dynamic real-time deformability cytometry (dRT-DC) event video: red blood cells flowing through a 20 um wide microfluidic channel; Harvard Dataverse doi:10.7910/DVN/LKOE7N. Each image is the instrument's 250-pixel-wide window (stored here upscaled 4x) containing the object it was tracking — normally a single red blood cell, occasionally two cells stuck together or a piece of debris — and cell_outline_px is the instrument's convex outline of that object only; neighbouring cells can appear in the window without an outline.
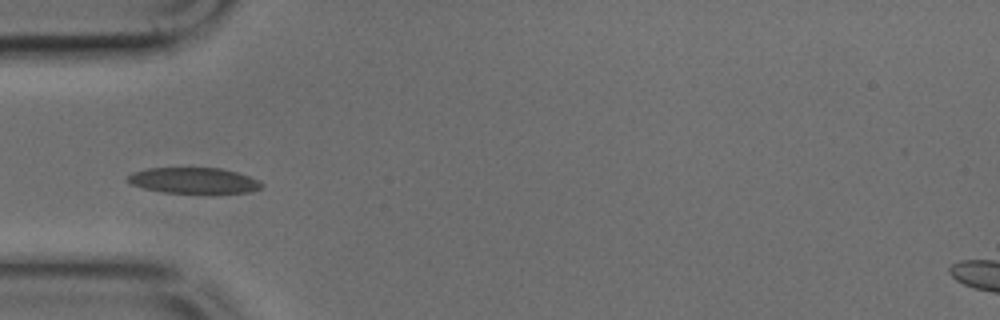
{"species": "common noctule bat (a hibernating species)", "species_latin": "Nyctalus noctula", "temperature_condition": "cold", "stored_images_in_passage": 31, "camera_frame_rate_fps": 3000, "um_per_image_px": 0.085, "animal": {"sex": "male", "body_mass_g": 17.9, "forearm_length_mm": 54.2}, "frame": {"image": 1, "passage_image": 1, "time_ms": 0.0, "image_size_px": [1000, 320], "cell_outline_px": [[264, 188], [248, 192], [212, 196], [164, 192], [144, 188], [132, 184], [128, 180], [128, 176], [136, 172], [148, 168], [220, 168], [236, 172], [260, 180], [264, 184]], "centroid_in_image_um": [16.6, 15.4], "position_along_channel_um": 68.4, "area_um2": 20.92}}
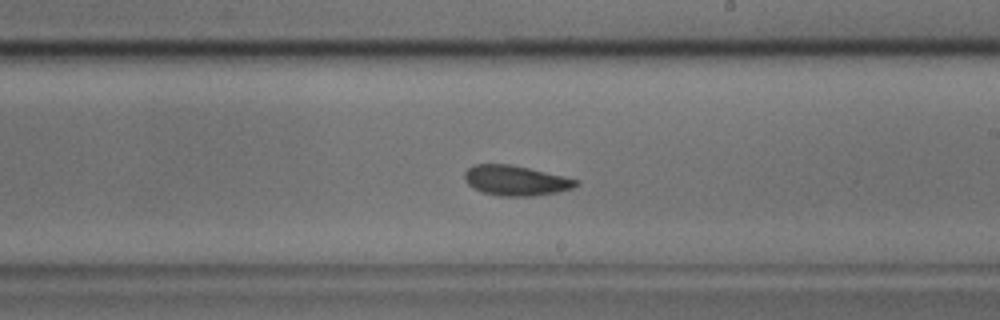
{"frame": {"image": 2, "passage_image": 14, "time_ms": 4.333, "image_size_px": [1000, 320], "cell_outline_px": [[580, 184], [572, 188], [556, 192], [532, 196], [500, 196], [484, 192], [468, 184], [464, 180], [464, 172], [472, 164], [512, 164], [564, 176], [580, 180]], "centroid_in_image_um": [43.85, 15.33], "position_along_channel_um": 245.2, "area_um2": 19.54}}